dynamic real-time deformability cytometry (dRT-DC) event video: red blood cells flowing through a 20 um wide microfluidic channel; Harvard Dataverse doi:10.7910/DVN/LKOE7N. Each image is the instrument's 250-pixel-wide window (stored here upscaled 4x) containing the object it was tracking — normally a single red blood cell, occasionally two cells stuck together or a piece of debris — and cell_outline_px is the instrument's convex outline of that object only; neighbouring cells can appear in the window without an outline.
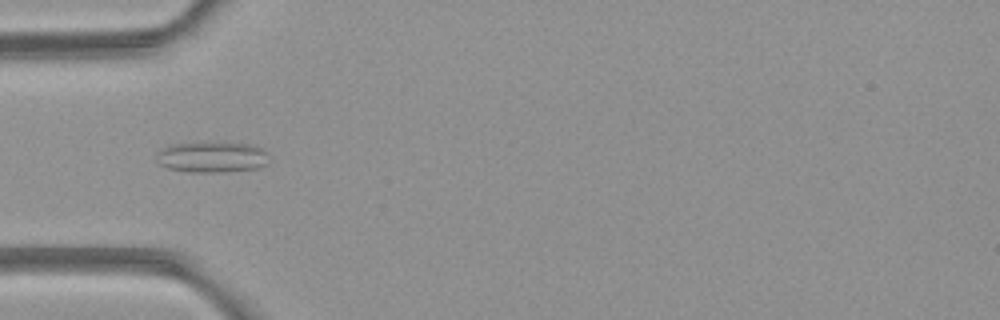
{"species": "common noctule bat (a hibernating species)", "species_latin": "Nyctalus noctula", "temperature_condition": "room temperature", "stored_images_in_passage": 4, "camera_frame_rate_fps": 3000, "um_per_image_px": 0.085, "animal": {"sex": "female", "body_mass_g": 21.9}, "frame": {"image": 1, "passage_image": 3, "time_ms": 2.333, "image_size_px": [1000, 320], "cell_outline_px": [[268, 164], [260, 168], [224, 172], [188, 172], [168, 168], [160, 164], [156, 160], [156, 152], [160, 148], [168, 144], [208, 140], [252, 144], [260, 148], [264, 152]], "centroid_in_image_um": [17.95, 13.31], "position_along_channel_um": 67.1, "area_um2": 21.1}}